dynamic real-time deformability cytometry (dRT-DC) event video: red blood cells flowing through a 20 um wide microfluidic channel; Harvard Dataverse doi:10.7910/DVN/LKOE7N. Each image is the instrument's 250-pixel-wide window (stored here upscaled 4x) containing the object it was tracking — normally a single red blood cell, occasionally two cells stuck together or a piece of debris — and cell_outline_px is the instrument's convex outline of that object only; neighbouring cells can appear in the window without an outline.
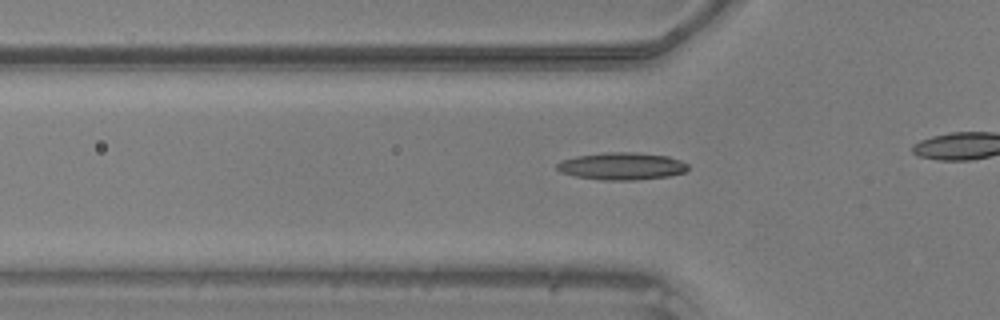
{"species": "common noctule bat (a hibernating species)", "species_latin": "Nyctalus noctula", "temperature_condition": "warm", "stored_images_in_passage": 35, "camera_frame_rate_fps": 3000, "um_per_image_px": 0.085, "animal": {"sex": "male", "body_mass_g": 20.5, "forearm_length_mm": 52.5}, "frame": {"image": 1, "passage_image": 12, "time_ms": 3.667, "image_size_px": [1000, 320], "cell_outline_px": [[688, 168], [684, 172], [668, 176], [632, 180], [604, 180], [576, 176], [560, 172], [556, 168], [556, 164], [560, 160], [576, 156], [604, 152], [636, 152], [668, 156], [680, 160], [688, 164]], "centroid_in_image_um": [52.82, 14.11], "position_along_channel_um": 73.0, "area_um2": 20.87}}
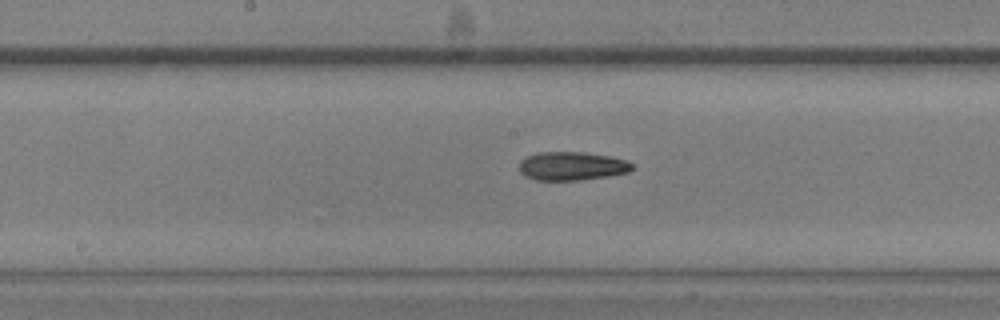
{"frame": {"image": 2, "passage_image": 21, "time_ms": 6.667, "image_size_px": [1000, 320], "cell_outline_px": [[636, 164], [628, 172], [608, 176], [580, 180], [536, 180], [524, 176], [520, 172], [520, 160], [536, 152], [584, 152], [608, 156], [628, 160]], "centroid_in_image_um": [48.62, 14.11], "position_along_channel_um": 199.6, "area_um2": 18.9}}
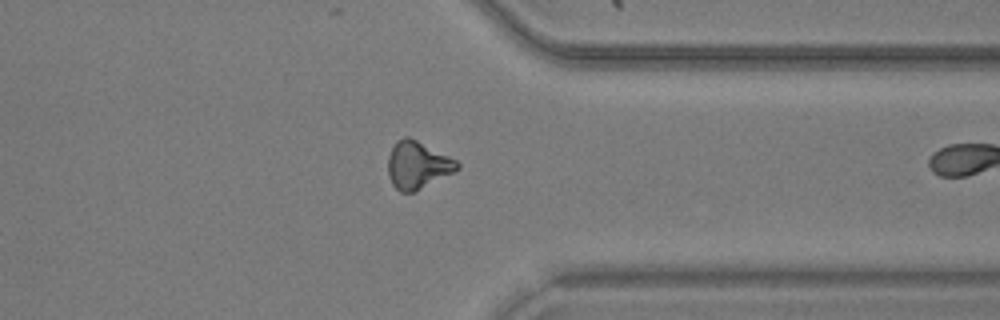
{"frame": {"image": 3, "passage_image": 34, "time_ms": 11.0, "image_size_px": [1000, 320], "cell_outline_px": [[460, 168], [456, 172], [416, 192], [400, 192], [392, 184], [388, 176], [388, 156], [392, 148], [404, 136], [408, 136], [456, 160], [460, 164]], "centroid_in_image_um": [35.51, 14.07], "position_along_channel_um": 375.9, "area_um2": 19.13}}